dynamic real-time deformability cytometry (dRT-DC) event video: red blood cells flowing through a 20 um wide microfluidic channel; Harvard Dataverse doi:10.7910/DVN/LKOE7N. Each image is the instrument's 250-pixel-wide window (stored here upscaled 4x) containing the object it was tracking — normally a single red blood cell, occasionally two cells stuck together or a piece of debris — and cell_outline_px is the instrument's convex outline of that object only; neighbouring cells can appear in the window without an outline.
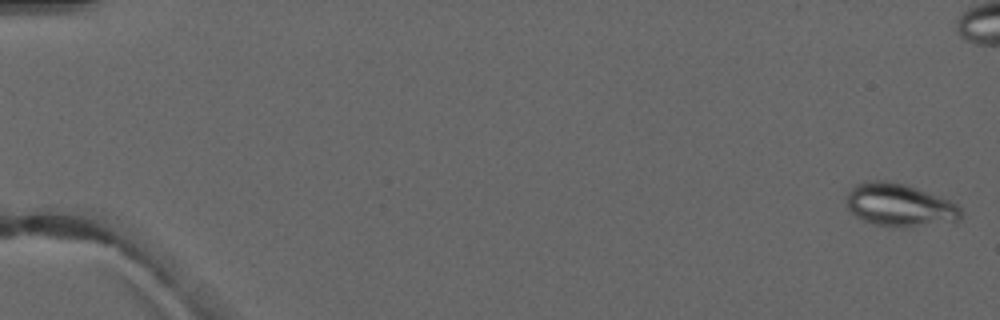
{"species": "common noctule bat (a hibernating species)", "species_latin": "Nyctalus noctula", "temperature_condition": "warm", "stored_images_in_passage": 6, "camera_frame_rate_fps": 3000, "um_per_image_px": 0.085, "animal": {"sex": "male", "forearm_length_mm": 52.5}, "frame": {"image": 1, "passage_image": 1, "time_ms": 0.0, "image_size_px": [1000, 320], "cell_outline_px": [[960, 220], [956, 224], [912, 228], [900, 228], [876, 224], [864, 220], [856, 216], [848, 208], [848, 192], [856, 184], [868, 180], [888, 180], [904, 184], [940, 196], [956, 204], [960, 208]], "centroid_in_image_um": [76.55, 17.47], "position_along_channel_um": 8.5, "area_um2": 29.13}}